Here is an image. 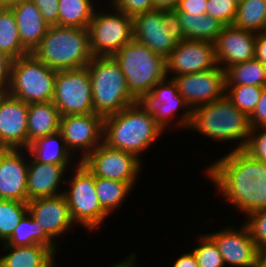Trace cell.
Wrapping results in <instances>:
<instances>
[{"label":"cell","mask_w":266,"mask_h":267,"mask_svg":"<svg viewBox=\"0 0 266 267\" xmlns=\"http://www.w3.org/2000/svg\"><path fill=\"white\" fill-rule=\"evenodd\" d=\"M13 61L12 57L0 51V91L8 89Z\"/></svg>","instance_id":"44"},{"label":"cell","mask_w":266,"mask_h":267,"mask_svg":"<svg viewBox=\"0 0 266 267\" xmlns=\"http://www.w3.org/2000/svg\"><path fill=\"white\" fill-rule=\"evenodd\" d=\"M264 88L263 86L226 85L225 95L239 111L250 117Z\"/></svg>","instance_id":"35"},{"label":"cell","mask_w":266,"mask_h":267,"mask_svg":"<svg viewBox=\"0 0 266 267\" xmlns=\"http://www.w3.org/2000/svg\"><path fill=\"white\" fill-rule=\"evenodd\" d=\"M86 67L90 74L95 114L104 118L138 102L112 56L93 57Z\"/></svg>","instance_id":"6"},{"label":"cell","mask_w":266,"mask_h":267,"mask_svg":"<svg viewBox=\"0 0 266 267\" xmlns=\"http://www.w3.org/2000/svg\"><path fill=\"white\" fill-rule=\"evenodd\" d=\"M61 115L52 101L28 104V146L40 137L59 132Z\"/></svg>","instance_id":"24"},{"label":"cell","mask_w":266,"mask_h":267,"mask_svg":"<svg viewBox=\"0 0 266 267\" xmlns=\"http://www.w3.org/2000/svg\"><path fill=\"white\" fill-rule=\"evenodd\" d=\"M243 150L256 160L266 163V127L251 129Z\"/></svg>","instance_id":"38"},{"label":"cell","mask_w":266,"mask_h":267,"mask_svg":"<svg viewBox=\"0 0 266 267\" xmlns=\"http://www.w3.org/2000/svg\"><path fill=\"white\" fill-rule=\"evenodd\" d=\"M233 25L255 33L266 31V0H244L237 6Z\"/></svg>","instance_id":"32"},{"label":"cell","mask_w":266,"mask_h":267,"mask_svg":"<svg viewBox=\"0 0 266 267\" xmlns=\"http://www.w3.org/2000/svg\"><path fill=\"white\" fill-rule=\"evenodd\" d=\"M27 173L28 201L62 194L60 183L64 180V172L70 165L39 163L30 155Z\"/></svg>","instance_id":"22"},{"label":"cell","mask_w":266,"mask_h":267,"mask_svg":"<svg viewBox=\"0 0 266 267\" xmlns=\"http://www.w3.org/2000/svg\"><path fill=\"white\" fill-rule=\"evenodd\" d=\"M133 38L155 54L169 57L176 44L185 40L179 15L175 9H154L133 18Z\"/></svg>","instance_id":"7"},{"label":"cell","mask_w":266,"mask_h":267,"mask_svg":"<svg viewBox=\"0 0 266 267\" xmlns=\"http://www.w3.org/2000/svg\"><path fill=\"white\" fill-rule=\"evenodd\" d=\"M28 104L7 92L0 97V149H26Z\"/></svg>","instance_id":"17"},{"label":"cell","mask_w":266,"mask_h":267,"mask_svg":"<svg viewBox=\"0 0 266 267\" xmlns=\"http://www.w3.org/2000/svg\"><path fill=\"white\" fill-rule=\"evenodd\" d=\"M0 51L14 60L30 54L20 41L16 18L11 8L0 7Z\"/></svg>","instance_id":"30"},{"label":"cell","mask_w":266,"mask_h":267,"mask_svg":"<svg viewBox=\"0 0 266 267\" xmlns=\"http://www.w3.org/2000/svg\"><path fill=\"white\" fill-rule=\"evenodd\" d=\"M235 3H236V5L238 6L239 4H241L244 0H233Z\"/></svg>","instance_id":"51"},{"label":"cell","mask_w":266,"mask_h":267,"mask_svg":"<svg viewBox=\"0 0 266 267\" xmlns=\"http://www.w3.org/2000/svg\"><path fill=\"white\" fill-rule=\"evenodd\" d=\"M56 72L32 53L19 57L13 61L6 92L27 104L52 101Z\"/></svg>","instance_id":"8"},{"label":"cell","mask_w":266,"mask_h":267,"mask_svg":"<svg viewBox=\"0 0 266 267\" xmlns=\"http://www.w3.org/2000/svg\"><path fill=\"white\" fill-rule=\"evenodd\" d=\"M27 212V202L0 199V241L5 243L10 238Z\"/></svg>","instance_id":"34"},{"label":"cell","mask_w":266,"mask_h":267,"mask_svg":"<svg viewBox=\"0 0 266 267\" xmlns=\"http://www.w3.org/2000/svg\"><path fill=\"white\" fill-rule=\"evenodd\" d=\"M103 119L95 113L61 116L59 132L67 149L83 151L79 162L103 142Z\"/></svg>","instance_id":"14"},{"label":"cell","mask_w":266,"mask_h":267,"mask_svg":"<svg viewBox=\"0 0 266 267\" xmlns=\"http://www.w3.org/2000/svg\"><path fill=\"white\" fill-rule=\"evenodd\" d=\"M171 78L191 110L214 102L225 95V71L219 67Z\"/></svg>","instance_id":"13"},{"label":"cell","mask_w":266,"mask_h":267,"mask_svg":"<svg viewBox=\"0 0 266 267\" xmlns=\"http://www.w3.org/2000/svg\"><path fill=\"white\" fill-rule=\"evenodd\" d=\"M112 57L124 74L130 93L138 101H143L151 89L167 77L166 59L134 39Z\"/></svg>","instance_id":"5"},{"label":"cell","mask_w":266,"mask_h":267,"mask_svg":"<svg viewBox=\"0 0 266 267\" xmlns=\"http://www.w3.org/2000/svg\"><path fill=\"white\" fill-rule=\"evenodd\" d=\"M231 151L208 166L207 177L241 212L266 209V163L243 149Z\"/></svg>","instance_id":"1"},{"label":"cell","mask_w":266,"mask_h":267,"mask_svg":"<svg viewBox=\"0 0 266 267\" xmlns=\"http://www.w3.org/2000/svg\"><path fill=\"white\" fill-rule=\"evenodd\" d=\"M28 0H0V7L11 8L17 4L23 3Z\"/></svg>","instance_id":"50"},{"label":"cell","mask_w":266,"mask_h":267,"mask_svg":"<svg viewBox=\"0 0 266 267\" xmlns=\"http://www.w3.org/2000/svg\"><path fill=\"white\" fill-rule=\"evenodd\" d=\"M110 2L111 8L114 7L132 18L155 9L152 0H110Z\"/></svg>","instance_id":"40"},{"label":"cell","mask_w":266,"mask_h":267,"mask_svg":"<svg viewBox=\"0 0 266 267\" xmlns=\"http://www.w3.org/2000/svg\"><path fill=\"white\" fill-rule=\"evenodd\" d=\"M251 129L266 127V87L263 89L254 112L249 117Z\"/></svg>","instance_id":"43"},{"label":"cell","mask_w":266,"mask_h":267,"mask_svg":"<svg viewBox=\"0 0 266 267\" xmlns=\"http://www.w3.org/2000/svg\"><path fill=\"white\" fill-rule=\"evenodd\" d=\"M216 244L224 263L236 267L257 266V246L247 225L240 230L225 228L222 231L207 234Z\"/></svg>","instance_id":"18"},{"label":"cell","mask_w":266,"mask_h":267,"mask_svg":"<svg viewBox=\"0 0 266 267\" xmlns=\"http://www.w3.org/2000/svg\"><path fill=\"white\" fill-rule=\"evenodd\" d=\"M19 149H0V199L28 202V162Z\"/></svg>","instance_id":"20"},{"label":"cell","mask_w":266,"mask_h":267,"mask_svg":"<svg viewBox=\"0 0 266 267\" xmlns=\"http://www.w3.org/2000/svg\"><path fill=\"white\" fill-rule=\"evenodd\" d=\"M53 104L61 116L94 113L87 67L56 72Z\"/></svg>","instance_id":"11"},{"label":"cell","mask_w":266,"mask_h":267,"mask_svg":"<svg viewBox=\"0 0 266 267\" xmlns=\"http://www.w3.org/2000/svg\"><path fill=\"white\" fill-rule=\"evenodd\" d=\"M44 20L51 25H58L59 0H32Z\"/></svg>","instance_id":"41"},{"label":"cell","mask_w":266,"mask_h":267,"mask_svg":"<svg viewBox=\"0 0 266 267\" xmlns=\"http://www.w3.org/2000/svg\"><path fill=\"white\" fill-rule=\"evenodd\" d=\"M200 242L192 252L199 267H224L225 263L215 242L206 234L198 239Z\"/></svg>","instance_id":"36"},{"label":"cell","mask_w":266,"mask_h":267,"mask_svg":"<svg viewBox=\"0 0 266 267\" xmlns=\"http://www.w3.org/2000/svg\"><path fill=\"white\" fill-rule=\"evenodd\" d=\"M173 267H199L197 260L193 254V252L191 251L190 253H184L181 255V257H179Z\"/></svg>","instance_id":"46"},{"label":"cell","mask_w":266,"mask_h":267,"mask_svg":"<svg viewBox=\"0 0 266 267\" xmlns=\"http://www.w3.org/2000/svg\"><path fill=\"white\" fill-rule=\"evenodd\" d=\"M115 13L94 12L88 26L93 57H111L133 38V19L116 8ZM117 13V14H116Z\"/></svg>","instance_id":"10"},{"label":"cell","mask_w":266,"mask_h":267,"mask_svg":"<svg viewBox=\"0 0 266 267\" xmlns=\"http://www.w3.org/2000/svg\"><path fill=\"white\" fill-rule=\"evenodd\" d=\"M226 85L266 87V66L257 59L234 64L225 70Z\"/></svg>","instance_id":"31"},{"label":"cell","mask_w":266,"mask_h":267,"mask_svg":"<svg viewBox=\"0 0 266 267\" xmlns=\"http://www.w3.org/2000/svg\"><path fill=\"white\" fill-rule=\"evenodd\" d=\"M168 74L174 77L210 70L218 66L215 44L207 41L185 39L178 44L166 59ZM169 72V73H168Z\"/></svg>","instance_id":"16"},{"label":"cell","mask_w":266,"mask_h":267,"mask_svg":"<svg viewBox=\"0 0 266 267\" xmlns=\"http://www.w3.org/2000/svg\"><path fill=\"white\" fill-rule=\"evenodd\" d=\"M8 254L0 257V267H51L54 253L44 245L5 246Z\"/></svg>","instance_id":"25"},{"label":"cell","mask_w":266,"mask_h":267,"mask_svg":"<svg viewBox=\"0 0 266 267\" xmlns=\"http://www.w3.org/2000/svg\"><path fill=\"white\" fill-rule=\"evenodd\" d=\"M177 13L185 39L214 43L224 27L217 19L206 14H199L195 17L185 15L182 11H177Z\"/></svg>","instance_id":"28"},{"label":"cell","mask_w":266,"mask_h":267,"mask_svg":"<svg viewBox=\"0 0 266 267\" xmlns=\"http://www.w3.org/2000/svg\"><path fill=\"white\" fill-rule=\"evenodd\" d=\"M96 194L102 209L110 214L116 210L133 189L127 182L95 176Z\"/></svg>","instance_id":"33"},{"label":"cell","mask_w":266,"mask_h":267,"mask_svg":"<svg viewBox=\"0 0 266 267\" xmlns=\"http://www.w3.org/2000/svg\"><path fill=\"white\" fill-rule=\"evenodd\" d=\"M255 59L266 66V31L257 33L255 42Z\"/></svg>","instance_id":"45"},{"label":"cell","mask_w":266,"mask_h":267,"mask_svg":"<svg viewBox=\"0 0 266 267\" xmlns=\"http://www.w3.org/2000/svg\"><path fill=\"white\" fill-rule=\"evenodd\" d=\"M143 102L150 108L154 120L163 130L171 125L170 119L182 107L185 109L184 114L180 116L179 122L177 121L176 124L179 125L178 127L188 128L190 126L192 110L178 92V86L172 78L167 79L166 77L157 83L143 99Z\"/></svg>","instance_id":"15"},{"label":"cell","mask_w":266,"mask_h":267,"mask_svg":"<svg viewBox=\"0 0 266 267\" xmlns=\"http://www.w3.org/2000/svg\"><path fill=\"white\" fill-rule=\"evenodd\" d=\"M207 4L208 0H179L175 10L196 17L199 14H206Z\"/></svg>","instance_id":"42"},{"label":"cell","mask_w":266,"mask_h":267,"mask_svg":"<svg viewBox=\"0 0 266 267\" xmlns=\"http://www.w3.org/2000/svg\"><path fill=\"white\" fill-rule=\"evenodd\" d=\"M27 149L26 151L29 155L39 163L59 165H68L71 163L70 157L72 153L67 149L60 132L36 139L29 144Z\"/></svg>","instance_id":"26"},{"label":"cell","mask_w":266,"mask_h":267,"mask_svg":"<svg viewBox=\"0 0 266 267\" xmlns=\"http://www.w3.org/2000/svg\"><path fill=\"white\" fill-rule=\"evenodd\" d=\"M75 175L68 179V188L63 194L66 198L74 222L87 230L100 226L108 214L102 209L96 194L95 176L81 163H77Z\"/></svg>","instance_id":"9"},{"label":"cell","mask_w":266,"mask_h":267,"mask_svg":"<svg viewBox=\"0 0 266 267\" xmlns=\"http://www.w3.org/2000/svg\"><path fill=\"white\" fill-rule=\"evenodd\" d=\"M188 128L216 141L241 140L234 150L244 149L251 132L249 117L226 95L192 110Z\"/></svg>","instance_id":"4"},{"label":"cell","mask_w":266,"mask_h":267,"mask_svg":"<svg viewBox=\"0 0 266 267\" xmlns=\"http://www.w3.org/2000/svg\"><path fill=\"white\" fill-rule=\"evenodd\" d=\"M141 161L130 152L110 148L102 142L81 163L96 177L127 182L133 187L141 171Z\"/></svg>","instance_id":"12"},{"label":"cell","mask_w":266,"mask_h":267,"mask_svg":"<svg viewBox=\"0 0 266 267\" xmlns=\"http://www.w3.org/2000/svg\"><path fill=\"white\" fill-rule=\"evenodd\" d=\"M155 9L170 10L175 9L179 0H152Z\"/></svg>","instance_id":"47"},{"label":"cell","mask_w":266,"mask_h":267,"mask_svg":"<svg viewBox=\"0 0 266 267\" xmlns=\"http://www.w3.org/2000/svg\"><path fill=\"white\" fill-rule=\"evenodd\" d=\"M32 54L56 71L85 67L93 58L89 31L86 28L51 25Z\"/></svg>","instance_id":"3"},{"label":"cell","mask_w":266,"mask_h":267,"mask_svg":"<svg viewBox=\"0 0 266 267\" xmlns=\"http://www.w3.org/2000/svg\"><path fill=\"white\" fill-rule=\"evenodd\" d=\"M266 267V245L257 250V266Z\"/></svg>","instance_id":"48"},{"label":"cell","mask_w":266,"mask_h":267,"mask_svg":"<svg viewBox=\"0 0 266 267\" xmlns=\"http://www.w3.org/2000/svg\"><path fill=\"white\" fill-rule=\"evenodd\" d=\"M27 203L29 214L53 241L75 223L63 193L29 200Z\"/></svg>","instance_id":"21"},{"label":"cell","mask_w":266,"mask_h":267,"mask_svg":"<svg viewBox=\"0 0 266 267\" xmlns=\"http://www.w3.org/2000/svg\"><path fill=\"white\" fill-rule=\"evenodd\" d=\"M11 9L16 18L20 41L32 53L40 44L49 25L32 0L17 4Z\"/></svg>","instance_id":"23"},{"label":"cell","mask_w":266,"mask_h":267,"mask_svg":"<svg viewBox=\"0 0 266 267\" xmlns=\"http://www.w3.org/2000/svg\"><path fill=\"white\" fill-rule=\"evenodd\" d=\"M163 131L143 101L103 119V143L137 157L155 143Z\"/></svg>","instance_id":"2"},{"label":"cell","mask_w":266,"mask_h":267,"mask_svg":"<svg viewBox=\"0 0 266 267\" xmlns=\"http://www.w3.org/2000/svg\"><path fill=\"white\" fill-rule=\"evenodd\" d=\"M257 33L226 25L222 28L215 44L216 59L224 71L237 63L255 58Z\"/></svg>","instance_id":"19"},{"label":"cell","mask_w":266,"mask_h":267,"mask_svg":"<svg viewBox=\"0 0 266 267\" xmlns=\"http://www.w3.org/2000/svg\"><path fill=\"white\" fill-rule=\"evenodd\" d=\"M245 221L257 248L266 245V209L250 213Z\"/></svg>","instance_id":"39"},{"label":"cell","mask_w":266,"mask_h":267,"mask_svg":"<svg viewBox=\"0 0 266 267\" xmlns=\"http://www.w3.org/2000/svg\"><path fill=\"white\" fill-rule=\"evenodd\" d=\"M237 5L233 0H208L206 15L217 19L224 26L235 21Z\"/></svg>","instance_id":"37"},{"label":"cell","mask_w":266,"mask_h":267,"mask_svg":"<svg viewBox=\"0 0 266 267\" xmlns=\"http://www.w3.org/2000/svg\"><path fill=\"white\" fill-rule=\"evenodd\" d=\"M4 93H5L4 91H0V97H1Z\"/></svg>","instance_id":"52"},{"label":"cell","mask_w":266,"mask_h":267,"mask_svg":"<svg viewBox=\"0 0 266 267\" xmlns=\"http://www.w3.org/2000/svg\"><path fill=\"white\" fill-rule=\"evenodd\" d=\"M92 0H59L58 26L86 28L93 17Z\"/></svg>","instance_id":"29"},{"label":"cell","mask_w":266,"mask_h":267,"mask_svg":"<svg viewBox=\"0 0 266 267\" xmlns=\"http://www.w3.org/2000/svg\"><path fill=\"white\" fill-rule=\"evenodd\" d=\"M34 244L47 246L56 254L57 245L32 216L27 212L4 246H30Z\"/></svg>","instance_id":"27"},{"label":"cell","mask_w":266,"mask_h":267,"mask_svg":"<svg viewBox=\"0 0 266 267\" xmlns=\"http://www.w3.org/2000/svg\"><path fill=\"white\" fill-rule=\"evenodd\" d=\"M135 254L128 256V258H126L124 261L113 265L112 267H135L134 265V261H135Z\"/></svg>","instance_id":"49"}]
</instances>
